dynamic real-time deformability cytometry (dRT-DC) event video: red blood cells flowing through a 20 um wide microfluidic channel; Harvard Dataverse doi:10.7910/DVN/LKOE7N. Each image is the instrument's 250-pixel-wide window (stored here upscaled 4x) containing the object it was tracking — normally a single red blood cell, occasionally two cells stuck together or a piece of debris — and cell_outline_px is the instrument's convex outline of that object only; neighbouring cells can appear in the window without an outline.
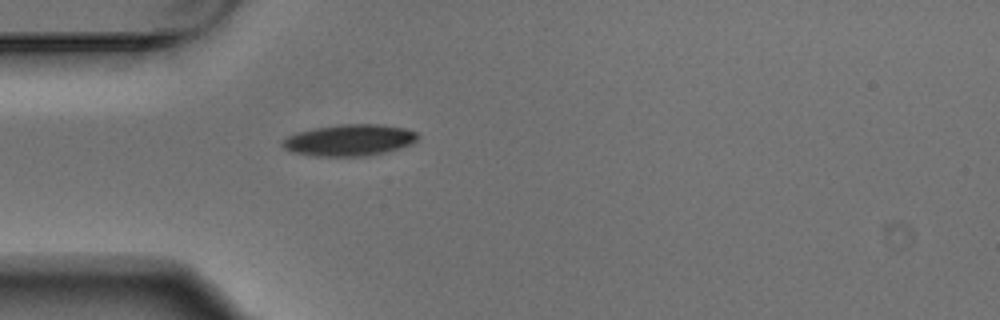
{"species": "Egyptian fruit bat (a non-hibernating species)", "species_latin": "Rousettus aegyptiacus", "temperature_condition": "warm", "stored_images_in_passage": 1, "camera_frame_rate_fps": 3000, "um_per_image_px": 0.085, "animal": {"sex": "male"}, "frame": {"image": 1, "passage_image": 1, "time_ms": 0.0, "image_size_px": [1000, 320], "cell_outline_px": [[420, 136], [412, 144], [400, 148], [384, 152], [364, 156], [316, 156], [292, 152], [284, 148], [280, 144], [288, 136], [296, 132], [316, 128], [340, 124], [384, 124], [404, 128], [416, 132]], "centroid_in_image_um": [29.71, 11.9], "position_along_channel_um": 55.3, "area_um2": 24.8}}